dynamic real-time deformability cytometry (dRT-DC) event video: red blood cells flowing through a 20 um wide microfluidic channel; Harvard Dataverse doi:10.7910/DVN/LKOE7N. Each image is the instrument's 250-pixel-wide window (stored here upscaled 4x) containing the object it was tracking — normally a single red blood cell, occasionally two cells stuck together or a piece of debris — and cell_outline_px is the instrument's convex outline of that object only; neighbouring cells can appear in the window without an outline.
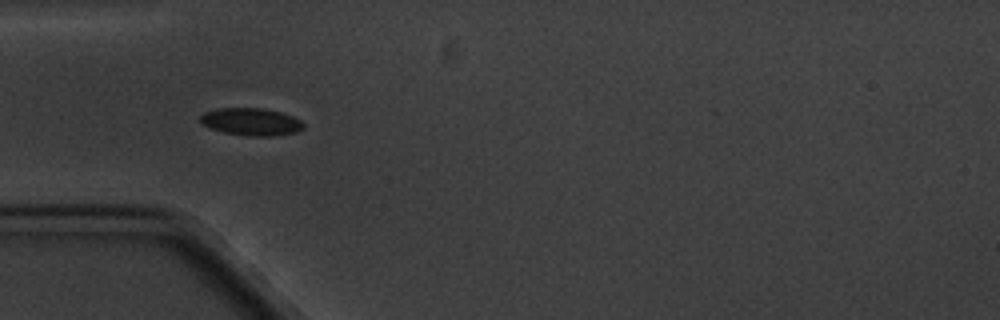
{"species": "common noctule bat (a hibernating species)", "species_latin": "Nyctalus noctula", "temperature_condition": "cold", "stored_images_in_passage": 2, "camera_frame_rate_fps": 3000, "um_per_image_px": 0.085, "animal": {"sex": "male", "body_mass_g": 20.1, "forearm_length_mm": 53.5}, "frame": {"image": 1, "passage_image": 1, "time_ms": 0.0, "image_size_px": [1000, 320], "cell_outline_px": [[304, 128], [296, 132], [272, 136], [248, 136], [224, 132], [208, 128], [200, 120], [200, 116], [204, 112], [216, 108], [260, 108], [280, 112], [292, 116], [300, 120], [304, 124]], "centroid_in_image_um": [21.33, 10.35], "position_along_channel_um": 63.7, "area_um2": 16.47}}